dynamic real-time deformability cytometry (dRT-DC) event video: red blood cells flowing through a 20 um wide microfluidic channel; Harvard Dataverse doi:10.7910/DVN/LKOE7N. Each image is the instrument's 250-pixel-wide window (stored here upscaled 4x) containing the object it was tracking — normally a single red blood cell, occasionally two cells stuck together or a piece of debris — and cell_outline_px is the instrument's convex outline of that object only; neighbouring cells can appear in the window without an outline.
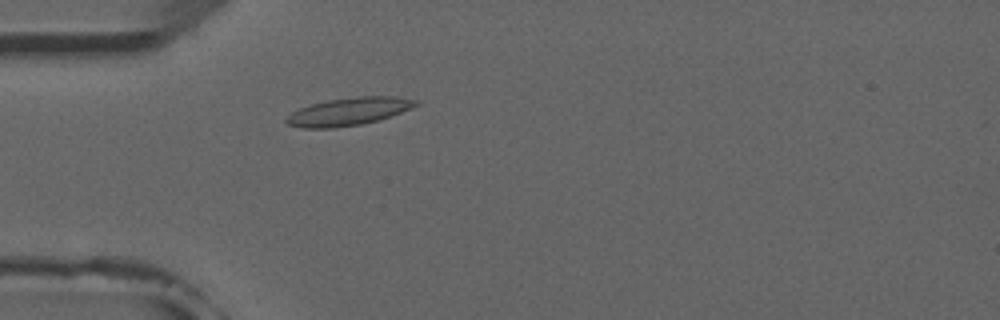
{"species": "common noctule bat (a hibernating species)", "species_latin": "Nyctalus noctula", "temperature_condition": "room temperature", "stored_images_in_passage": 2, "camera_frame_rate_fps": 3000, "um_per_image_px": 0.085, "animal": {"sex": "male", "forearm_length_mm": 52.5}, "frame": {"image": 1, "passage_image": 2, "time_ms": 1.333, "image_size_px": [1000, 320], "cell_outline_px": [[420, 104], [412, 108], [376, 120], [360, 124], [332, 128], [304, 128], [288, 124], [284, 120], [292, 112], [300, 108], [312, 104], [328, 100], [360, 96], [396, 96], [420, 100]], "centroid_in_image_um": [29.67, 9.46], "position_along_channel_um": 55.3, "area_um2": 20.69}}